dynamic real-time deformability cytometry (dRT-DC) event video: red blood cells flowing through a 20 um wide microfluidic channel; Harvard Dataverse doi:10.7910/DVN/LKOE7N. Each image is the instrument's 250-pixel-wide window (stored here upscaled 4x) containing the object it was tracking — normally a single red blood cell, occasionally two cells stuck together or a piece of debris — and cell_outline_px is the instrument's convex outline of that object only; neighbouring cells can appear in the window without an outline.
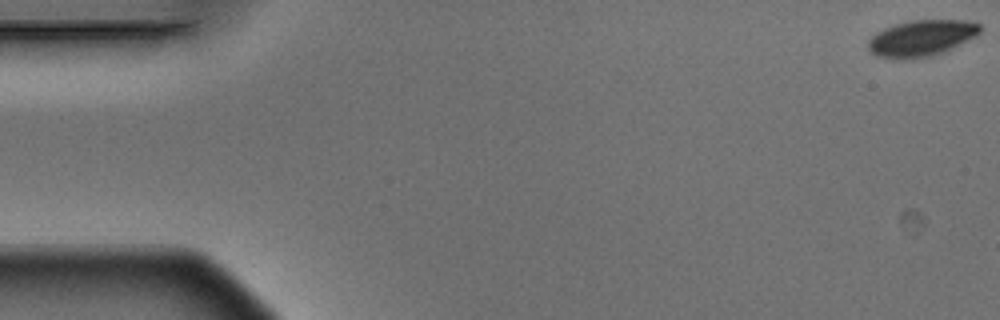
{"species": "Egyptian fruit bat (a non-hibernating species)", "species_latin": "Rousettus aegyptiacus", "temperature_condition": "warm", "stored_images_in_passage": 5, "camera_frame_rate_fps": 3000, "um_per_image_px": 0.085, "animal": {"sex": "male"}, "frame": {"image": 1, "passage_image": 1, "time_ms": 0.0, "image_size_px": [1000, 320], "cell_outline_px": [[980, 32], [976, 36], [944, 52], [932, 56], [912, 60], [900, 60], [876, 56], [868, 48], [868, 40], [876, 32], [884, 28], [896, 24], [912, 20], [964, 20], [980, 24]], "centroid_in_image_um": [78.3, 3.26], "position_along_channel_um": 6.7, "area_um2": 23.81}}
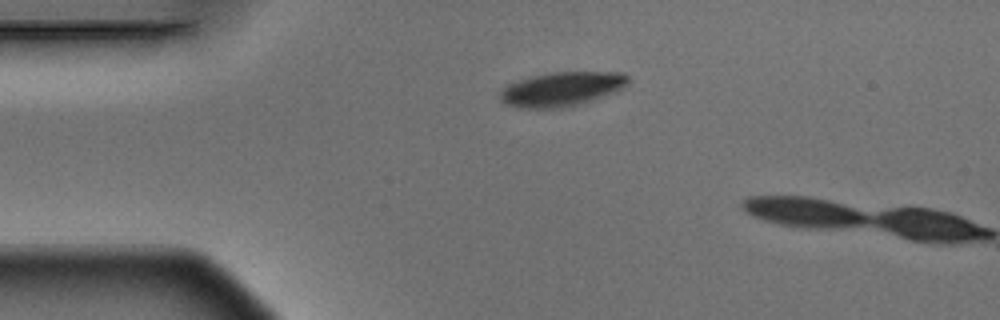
{"frame": {"image": 2, "passage_image": 4, "time_ms": 1.0, "image_size_px": [1000, 320], "cell_outline_px": [[628, 84], [620, 92], [576, 104], [560, 108], [520, 108], [504, 104], [500, 100], [500, 88], [508, 84], [532, 76], [552, 72], [620, 72], [628, 76]], "centroid_in_image_um": [47.75, 7.57], "position_along_channel_um": 37.2, "area_um2": 25.72}}